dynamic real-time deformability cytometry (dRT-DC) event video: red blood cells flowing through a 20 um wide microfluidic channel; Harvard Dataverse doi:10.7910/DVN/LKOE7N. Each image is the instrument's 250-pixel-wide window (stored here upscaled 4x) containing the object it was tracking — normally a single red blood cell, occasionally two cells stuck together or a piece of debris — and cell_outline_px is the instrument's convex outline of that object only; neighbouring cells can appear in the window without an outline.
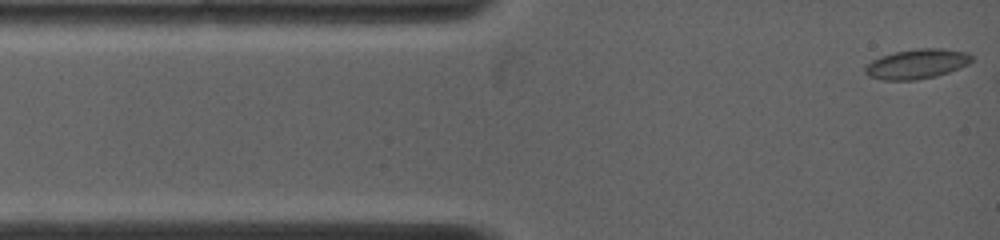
{"species": "common noctule bat (a hibernating species)", "species_latin": "Nyctalus noctula", "temperature_condition": "warm", "stored_images_in_passage": 7, "camera_frame_rate_fps": 5000, "um_per_image_px": 0.085, "animal": {"sex": "female", "body_mass_g": 19.0, "forearm_length_mm": 53.3}, "frame": {"image": 1, "passage_image": 1, "time_ms": 0.0, "image_size_px": [1000, 240], "cell_outline_px": [[972, 60], [968, 64], [960, 68], [936, 76], [916, 80], [884, 80], [868, 76], [864, 72], [864, 68], [872, 60], [896, 52], [920, 48], [940, 48], [968, 52], [972, 56]], "centroid_in_image_um": [77.95, 5.44], "position_along_channel_um": 7.0, "area_um2": 18.32}}